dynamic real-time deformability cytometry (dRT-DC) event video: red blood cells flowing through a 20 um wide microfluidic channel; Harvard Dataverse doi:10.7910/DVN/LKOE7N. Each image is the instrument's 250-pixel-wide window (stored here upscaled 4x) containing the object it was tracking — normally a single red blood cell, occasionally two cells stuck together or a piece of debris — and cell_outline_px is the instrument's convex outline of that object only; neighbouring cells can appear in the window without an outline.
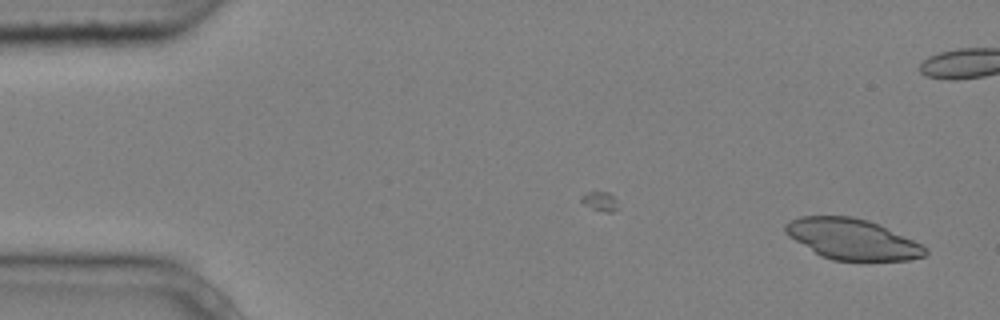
{"species": "common noctule bat (a hibernating species)", "species_latin": "Nyctalus noctula", "temperature_condition": "cold", "stored_images_in_passage": 3, "camera_frame_rate_fps": 3000, "um_per_image_px": 0.085, "animal": {"sex": "male", "body_mass_g": 20.4}, "frame": {"image": 1, "passage_image": 3, "time_ms": 0.667, "image_size_px": [1000, 320], "cell_outline_px": [[928, 252], [924, 256], [908, 260], [832, 260], [820, 256], [788, 236], [784, 232], [784, 224], [800, 216], [852, 216], [868, 220], [912, 240], [928, 248]], "centroid_in_image_um": [72.39, 20.33], "position_along_channel_um": 12.6, "area_um2": 32.83}}